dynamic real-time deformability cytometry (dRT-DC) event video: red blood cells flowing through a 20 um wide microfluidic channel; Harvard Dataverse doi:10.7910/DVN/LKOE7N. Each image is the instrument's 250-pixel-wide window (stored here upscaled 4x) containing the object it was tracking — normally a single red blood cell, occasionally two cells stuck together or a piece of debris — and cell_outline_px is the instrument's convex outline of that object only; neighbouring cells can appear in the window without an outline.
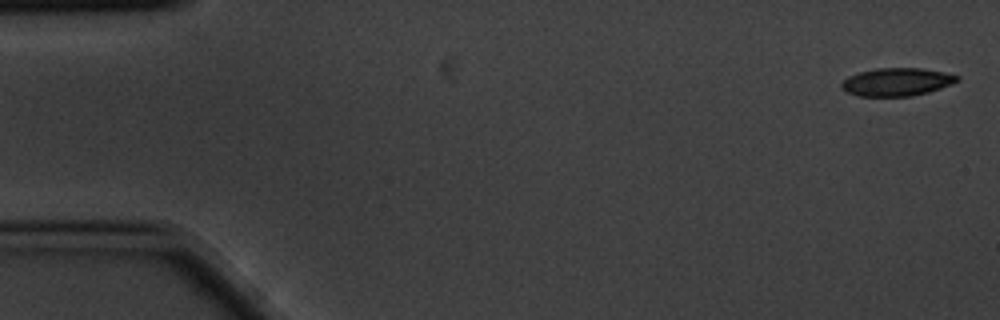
{"species": "common noctule bat (a hibernating species)", "species_latin": "Nyctalus noctula", "temperature_condition": "cold", "stored_images_in_passage": 5, "camera_frame_rate_fps": 3000, "um_per_image_px": 0.085, "animal": {"sex": "male", "body_mass_g": 20.1, "forearm_length_mm": 53.5}, "frame": {"image": 1, "passage_image": 1, "time_ms": 0.0, "image_size_px": [1000, 320], "cell_outline_px": [[960, 80], [940, 88], [928, 92], [912, 96], [860, 96], [848, 92], [840, 88], [840, 84], [848, 76], [860, 72], [876, 68], [920, 68], [944, 72], [960, 76]], "centroid_in_image_um": [76.22, 6.96], "position_along_channel_um": 8.8, "area_um2": 18.79}}